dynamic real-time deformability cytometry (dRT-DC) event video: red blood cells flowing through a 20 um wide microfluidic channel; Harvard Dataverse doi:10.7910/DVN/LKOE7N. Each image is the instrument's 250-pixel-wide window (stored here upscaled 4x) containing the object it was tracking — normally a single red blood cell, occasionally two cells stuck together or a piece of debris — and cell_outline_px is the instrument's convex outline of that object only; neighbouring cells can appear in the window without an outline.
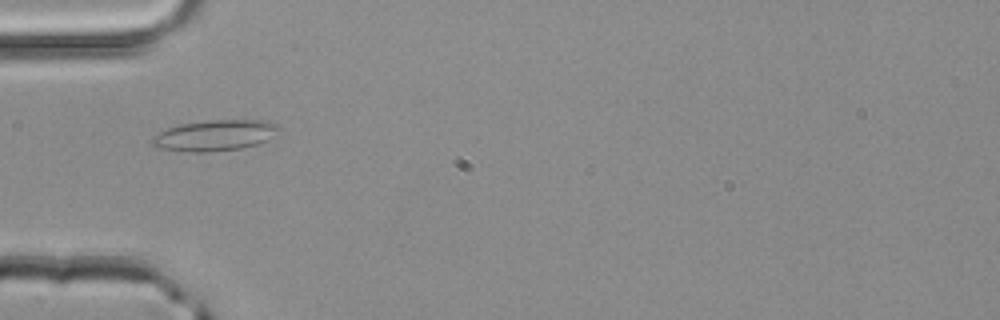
{"species": "common noctule bat (a hibernating species)", "species_latin": "Nyctalus noctula", "temperature_condition": "room temperature", "stored_images_in_passage": 2, "camera_frame_rate_fps": 3000, "um_per_image_px": 0.085, "animal": {"sex": "male", "body_mass_g": 20.4}, "frame": {"image": 1, "passage_image": 2, "time_ms": 0.333, "image_size_px": [1000, 320], "cell_outline_px": [[280, 128], [268, 140], [256, 144], [240, 148], [208, 152], [188, 152], [156, 148], [152, 144], [152, 136], [168, 128], [180, 124], [208, 120], [268, 120], [280, 124]], "centroid_in_image_um": [18.26, 11.5], "position_along_channel_um": 66.7, "area_um2": 22.89}}